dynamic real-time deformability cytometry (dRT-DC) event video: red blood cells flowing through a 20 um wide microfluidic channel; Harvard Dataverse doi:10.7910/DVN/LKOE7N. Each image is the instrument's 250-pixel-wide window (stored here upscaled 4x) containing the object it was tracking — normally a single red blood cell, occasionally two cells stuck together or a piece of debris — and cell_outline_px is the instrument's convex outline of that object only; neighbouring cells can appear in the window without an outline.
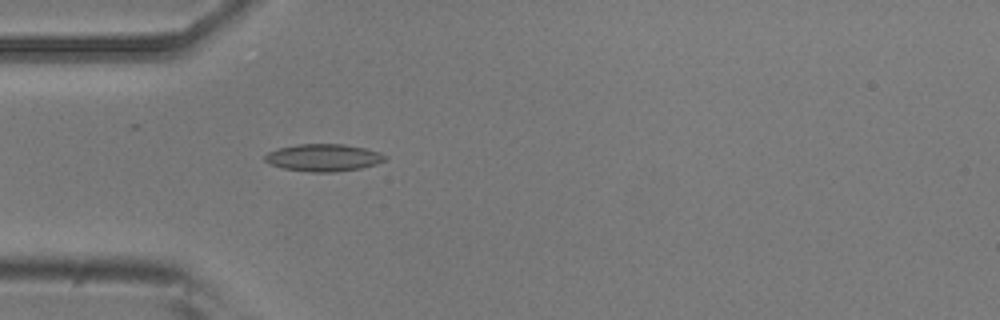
{"species": "common noctule bat (a hibernating species)", "species_latin": "Nyctalus noctula", "temperature_condition": "room temperature", "stored_images_in_passage": 4, "camera_frame_rate_fps": 3000, "um_per_image_px": 0.085, "animal": {"sex": "male", "body_mass_g": 20.5, "forearm_length_mm": 52.5}, "frame": {"image": 1, "passage_image": 4, "time_ms": 1.0, "image_size_px": [1000, 320], "cell_outline_px": [[388, 156], [384, 160], [376, 164], [360, 168], [336, 172], [312, 172], [284, 168], [272, 164], [264, 160], [264, 156], [268, 152], [280, 148], [296, 144], [344, 144], [364, 148], [380, 152]], "centroid_in_image_um": [27.52, 13.39], "position_along_channel_um": 57.5, "area_um2": 18.96}}